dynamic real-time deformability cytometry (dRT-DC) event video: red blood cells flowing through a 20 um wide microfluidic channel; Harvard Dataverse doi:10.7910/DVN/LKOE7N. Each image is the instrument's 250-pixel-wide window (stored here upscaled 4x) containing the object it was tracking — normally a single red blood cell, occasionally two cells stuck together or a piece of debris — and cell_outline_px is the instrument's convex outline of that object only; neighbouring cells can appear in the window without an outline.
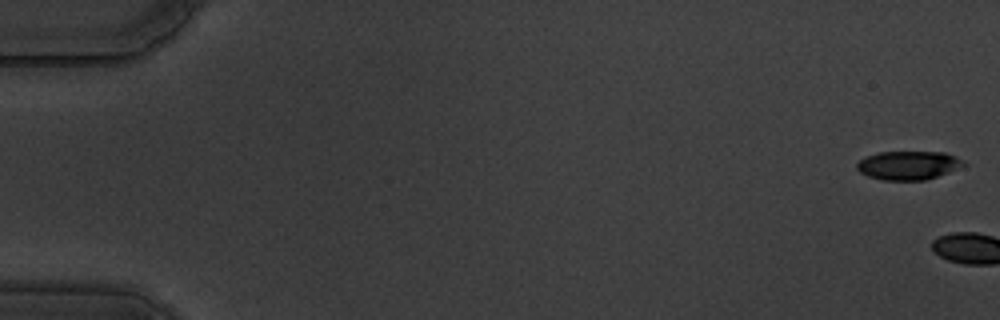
{"species": "common noctule bat (a hibernating species)", "species_latin": "Nyctalus noctula", "temperature_condition": "warm", "stored_images_in_passage": 3, "camera_frame_rate_fps": 3000, "um_per_image_px": 0.085, "animal": {"sex": "male", "body_mass_g": 19.5, "forearm_length_mm": 54.6}, "frame": {"image": 1, "passage_image": 1, "time_ms": 0.0, "image_size_px": [1000, 320], "cell_outline_px": [[968, 164], [948, 172], [924, 180], [880, 180], [868, 176], [860, 172], [856, 168], [856, 164], [864, 156], [880, 152], [944, 152], [956, 156], [964, 160]], "centroid_in_image_um": [77.2, 14.04], "position_along_channel_um": 7.8, "area_um2": 17.92}}